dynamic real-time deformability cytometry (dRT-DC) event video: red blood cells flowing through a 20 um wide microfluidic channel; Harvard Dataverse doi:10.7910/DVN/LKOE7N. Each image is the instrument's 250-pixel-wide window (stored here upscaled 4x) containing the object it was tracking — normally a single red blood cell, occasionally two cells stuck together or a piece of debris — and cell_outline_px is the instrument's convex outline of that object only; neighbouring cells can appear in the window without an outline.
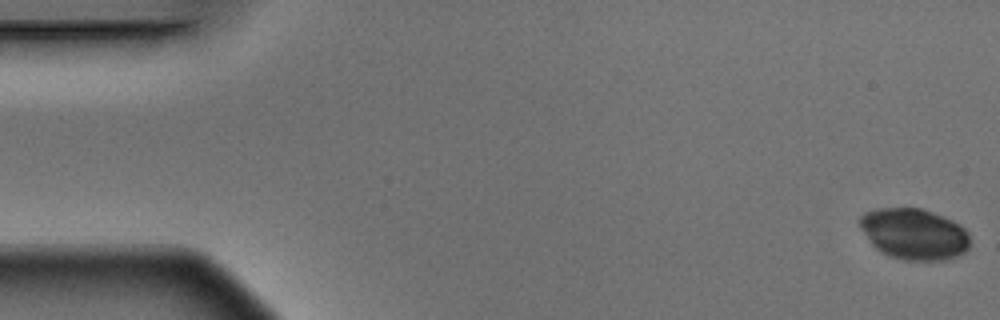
{"species": "Egyptian fruit bat (a non-hibernating species)", "species_latin": "Rousettus aegyptiacus", "temperature_condition": "warm", "stored_images_in_passage": 5, "camera_frame_rate_fps": 3000, "um_per_image_px": 0.085, "animal": {"sex": "male"}, "frame": {"image": 1, "passage_image": 1, "time_ms": 0.0, "image_size_px": [1000, 320], "cell_outline_px": [[968, 248], [964, 252], [956, 256], [944, 260], [904, 260], [880, 252], [872, 244], [860, 228], [860, 216], [864, 212], [876, 208], [920, 208], [944, 216], [960, 224], [968, 232]], "centroid_in_image_um": [77.68, 19.87], "position_along_channel_um": 7.3, "area_um2": 32.71}}
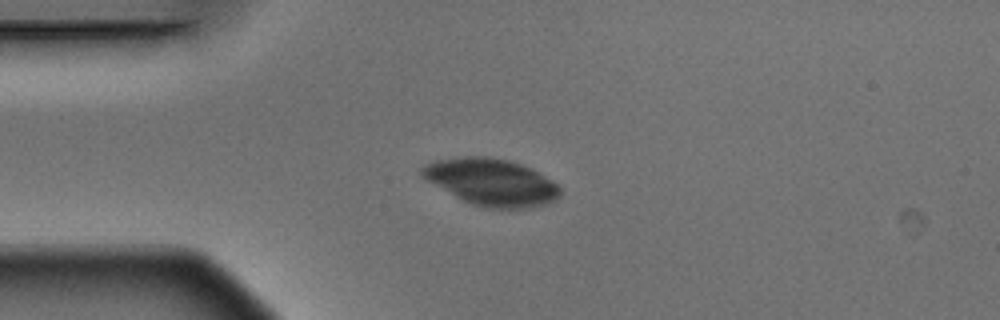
{"frame": {"image": 2, "passage_image": 4, "time_ms": 1.0, "image_size_px": [1000, 320], "cell_outline_px": [[560, 196], [548, 204], [528, 208], [488, 208], [472, 204], [456, 196], [420, 176], [420, 168], [424, 164], [432, 160], [464, 156], [488, 156], [508, 160], [532, 168], [552, 180], [560, 188]], "centroid_in_image_um": [41.77, 15.46], "position_along_channel_um": 43.2, "area_um2": 37.74}}